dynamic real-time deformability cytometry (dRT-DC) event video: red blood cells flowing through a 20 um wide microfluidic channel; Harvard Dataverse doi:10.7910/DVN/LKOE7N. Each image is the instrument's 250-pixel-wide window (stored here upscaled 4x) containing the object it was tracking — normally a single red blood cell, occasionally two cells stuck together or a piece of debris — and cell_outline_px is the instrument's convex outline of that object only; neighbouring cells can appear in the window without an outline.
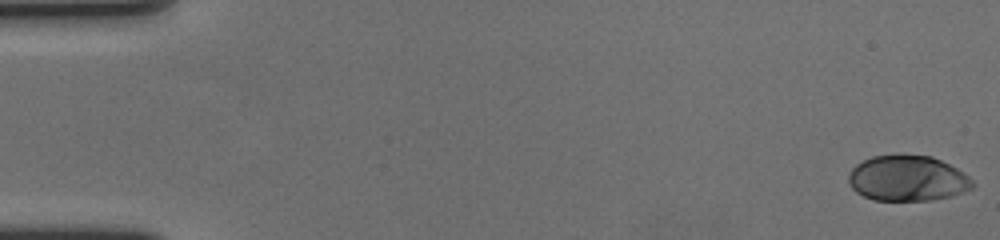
{"species": "human", "species_latin": "Homo sapiens", "temperature_condition": "cold", "stored_images_in_passage": 59, "camera_frame_rate_fps": 3000, "um_per_image_px": 0.085, "donor": {"sex": "female"}, "frame": {"image": 1, "passage_image": 1, "time_ms": 0.0, "image_size_px": [1000, 240], "cell_outline_px": [[972, 188], [964, 192], [952, 196], [932, 200], [872, 200], [856, 192], [852, 188], [848, 180], [848, 176], [852, 168], [856, 164], [872, 156], [896, 152], [932, 156], [964, 172], [972, 180]], "centroid_in_image_um": [77.12, 15.13], "position_along_channel_um": 7.9, "area_um2": 33.47}}
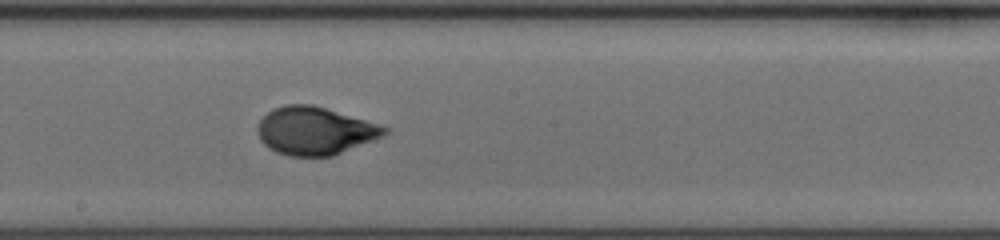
{"frame": {"image": 2, "passage_image": 33, "time_ms": 10.667, "image_size_px": [1000, 240], "cell_outline_px": [[388, 132], [384, 136], [332, 156], [288, 156], [276, 152], [268, 148], [260, 140], [256, 128], [260, 120], [272, 108], [284, 104], [312, 104], [364, 120], [388, 128]], "centroid_in_image_um": [26.71, 11.12], "position_along_channel_um": 221.5, "area_um2": 35.26}}
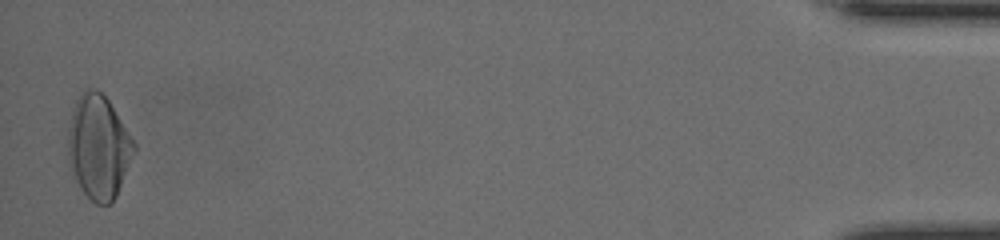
{"frame": {"image": 3, "passage_image": 58, "time_ms": 19.0, "image_size_px": [1000, 240], "cell_outline_px": [[136, 148], [116, 196], [108, 204], [96, 204], [80, 188], [68, 164], [68, 128], [72, 112], [76, 100], [80, 92], [84, 88], [96, 88], [108, 100], [136, 144]], "centroid_in_image_um": [8.35, 12.47], "position_along_channel_um": 426.8, "area_um2": 39.65}, "authors_computed_cell_mechanics": {"area_um2": 34.5644, "velocity_mm_per_s": 3.5466, "shape_relaxation_time_tau1_ms": 4.2345, "shape_relaxation_time_tau2_ms": null, "deformation_change_tau1": 0.1696, "deformation_change_tau2": null}}